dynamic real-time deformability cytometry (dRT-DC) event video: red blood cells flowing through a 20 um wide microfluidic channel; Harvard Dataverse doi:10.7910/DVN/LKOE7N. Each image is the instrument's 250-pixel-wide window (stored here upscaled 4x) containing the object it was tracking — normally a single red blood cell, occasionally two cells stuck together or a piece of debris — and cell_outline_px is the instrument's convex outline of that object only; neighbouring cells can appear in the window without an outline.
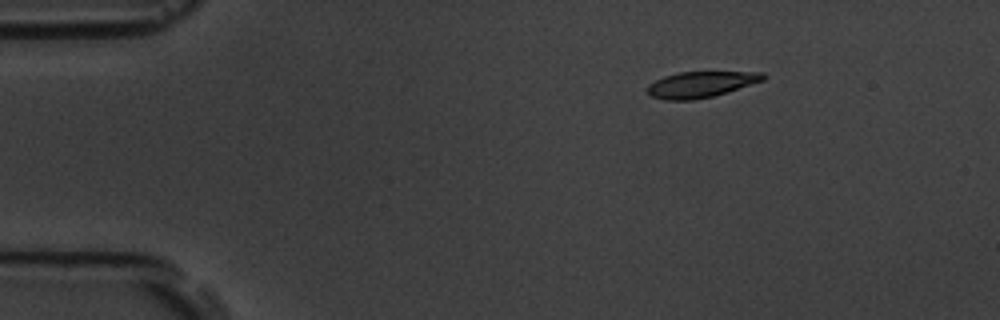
{"species": "common noctule bat (a hibernating species)", "species_latin": "Nyctalus noctula", "temperature_condition": "room temperature", "stored_images_in_passage": 3, "camera_frame_rate_fps": 3000, "um_per_image_px": 0.085, "animal": {"sex": "male", "body_mass_g": 19.5, "forearm_length_mm": 54.6}, "frame": {"image": 1, "passage_image": 1, "time_ms": 0.0, "image_size_px": [1000, 320], "cell_outline_px": [[764, 80], [712, 96], [692, 100], [664, 100], [652, 96], [648, 92], [648, 84], [664, 76], [680, 72], [764, 72]], "centroid_in_image_um": [59.54, 7.17], "position_along_channel_um": 25.5, "area_um2": 17.17}}
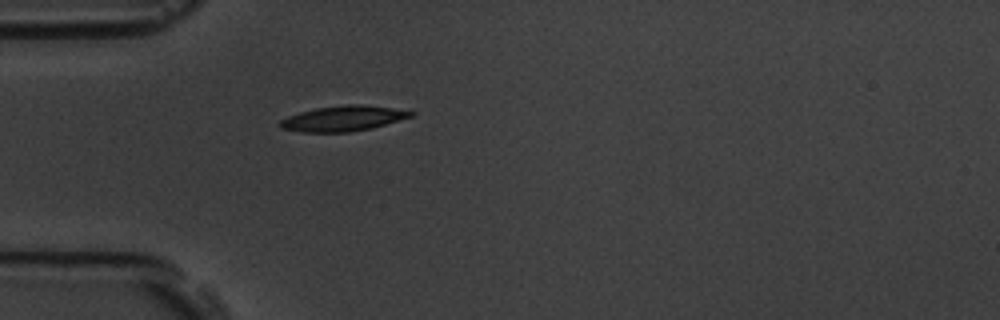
{"frame": {"image": 2, "passage_image": 3, "time_ms": 2.667, "image_size_px": [1000, 320], "cell_outline_px": [[416, 112], [412, 116], [372, 128], [348, 132], [300, 132], [280, 128], [280, 120], [288, 116], [300, 112], [316, 108], [348, 104], [356, 104], [392, 108]], "centroid_in_image_um": [29.13, 10.07], "position_along_channel_um": 55.9, "area_um2": 19.07}}